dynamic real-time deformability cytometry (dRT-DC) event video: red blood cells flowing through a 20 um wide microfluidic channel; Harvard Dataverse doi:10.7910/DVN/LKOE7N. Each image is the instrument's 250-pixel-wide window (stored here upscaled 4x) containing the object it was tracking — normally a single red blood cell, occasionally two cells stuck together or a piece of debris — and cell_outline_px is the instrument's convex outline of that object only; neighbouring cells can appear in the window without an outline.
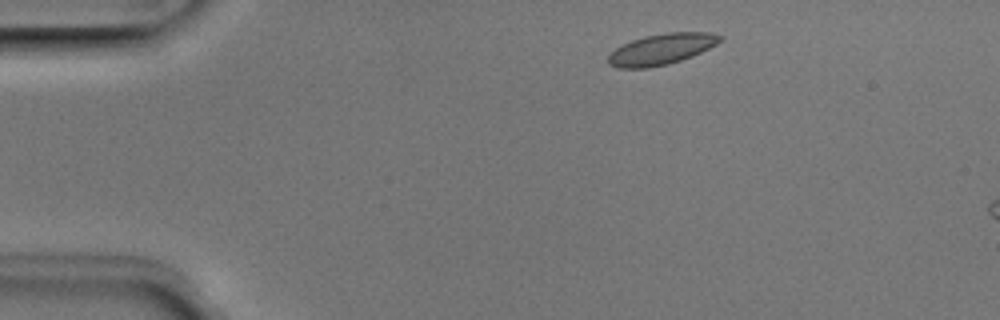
{"species": "Egyptian fruit bat (a non-hibernating species)", "species_latin": "Rousettus aegyptiacus", "temperature_condition": "room temperature", "stored_images_in_passage": 3, "camera_frame_rate_fps": 3000, "um_per_image_px": 0.085, "animal": {"sex": "male"}, "frame": {"image": 1, "passage_image": 1, "time_ms": 0.0, "image_size_px": [1000, 320], "cell_outline_px": [[724, 36], [716, 44], [692, 56], [668, 64], [648, 68], [620, 68], [608, 64], [608, 56], [616, 48], [632, 40], [644, 36], [668, 32], [712, 32]], "centroid_in_image_um": [56.23, 4.17], "position_along_channel_um": 28.8, "area_um2": 20.0}}